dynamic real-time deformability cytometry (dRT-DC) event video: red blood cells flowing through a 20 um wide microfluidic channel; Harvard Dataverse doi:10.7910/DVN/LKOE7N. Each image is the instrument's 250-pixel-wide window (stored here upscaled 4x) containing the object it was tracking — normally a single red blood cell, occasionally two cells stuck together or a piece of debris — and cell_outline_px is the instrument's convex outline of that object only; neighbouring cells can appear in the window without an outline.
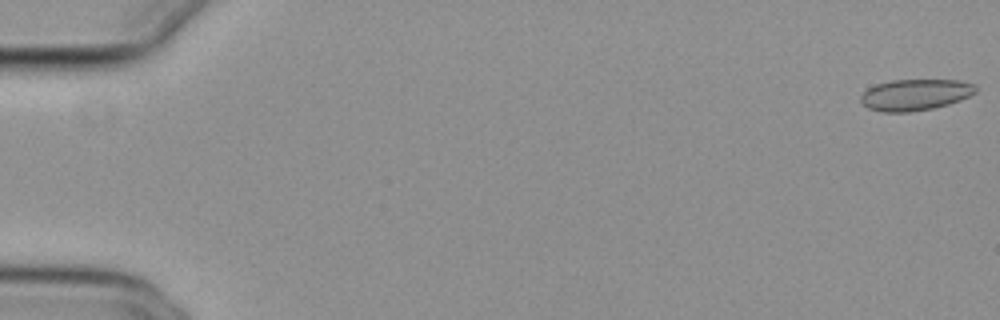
{"species": "common noctule bat (a hibernating species)", "species_latin": "Nyctalus noctula", "temperature_condition": "cold", "stored_images_in_passage": 50, "camera_frame_rate_fps": 3000, "um_per_image_px": 0.085, "animal": {"sex": "female", "body_mass_g": 29.2, "forearm_length_mm": 56.3}, "frame": {"image": 1, "passage_image": 1, "time_ms": 0.0, "image_size_px": [1000, 320], "cell_outline_px": [[976, 92], [960, 100], [948, 104], [932, 108], [908, 112], [880, 112], [868, 108], [860, 100], [860, 96], [868, 88], [876, 84], [892, 80], [960, 80], [976, 84]], "centroid_in_image_um": [77.79, 8.05], "position_along_channel_um": 7.2, "area_um2": 20.92}}
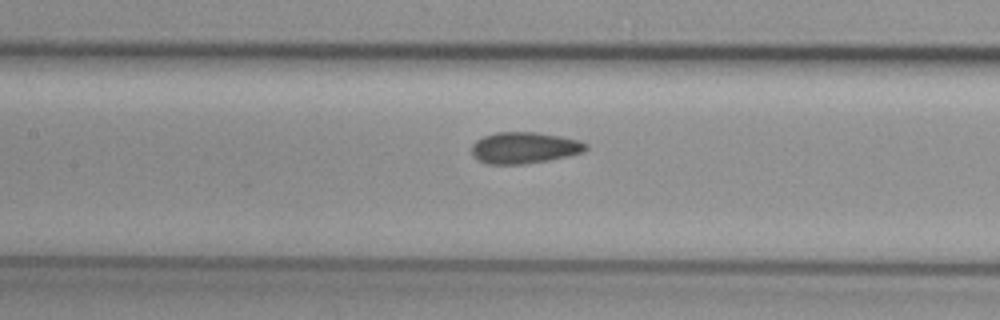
{"frame": {"image": 2, "passage_image": 26, "time_ms": 8.333, "image_size_px": [1000, 320], "cell_outline_px": [[588, 148], [584, 152], [568, 156], [548, 160], [524, 164], [484, 164], [476, 160], [472, 156], [472, 144], [476, 140], [484, 136], [496, 132], [536, 132], [560, 136], [580, 140], [588, 144]], "centroid_in_image_um": [44.56, 12.57], "position_along_channel_um": 162.8, "area_um2": 21.15}}
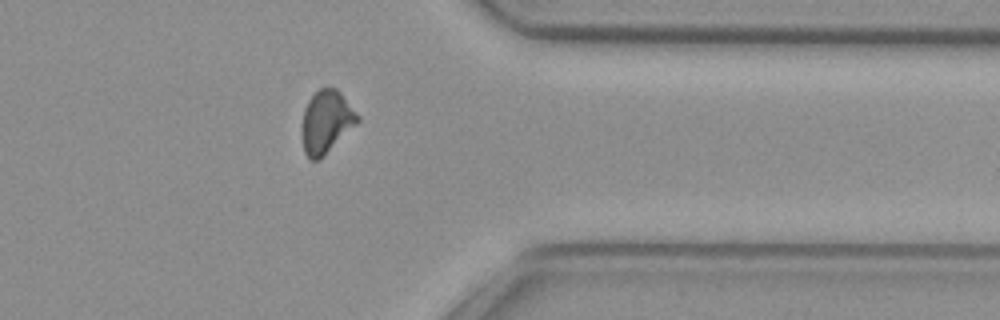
{"frame": {"image": 3, "passage_image": 44, "time_ms": 14.333, "image_size_px": [1000, 320], "cell_outline_px": [[360, 120], [320, 160], [308, 160], [304, 152], [300, 132], [300, 128], [304, 108], [308, 100], [320, 88], [336, 88], [340, 92], [360, 116]], "centroid_in_image_um": [27.69, 10.38], "position_along_channel_um": 383.7, "area_um2": 20.58}}